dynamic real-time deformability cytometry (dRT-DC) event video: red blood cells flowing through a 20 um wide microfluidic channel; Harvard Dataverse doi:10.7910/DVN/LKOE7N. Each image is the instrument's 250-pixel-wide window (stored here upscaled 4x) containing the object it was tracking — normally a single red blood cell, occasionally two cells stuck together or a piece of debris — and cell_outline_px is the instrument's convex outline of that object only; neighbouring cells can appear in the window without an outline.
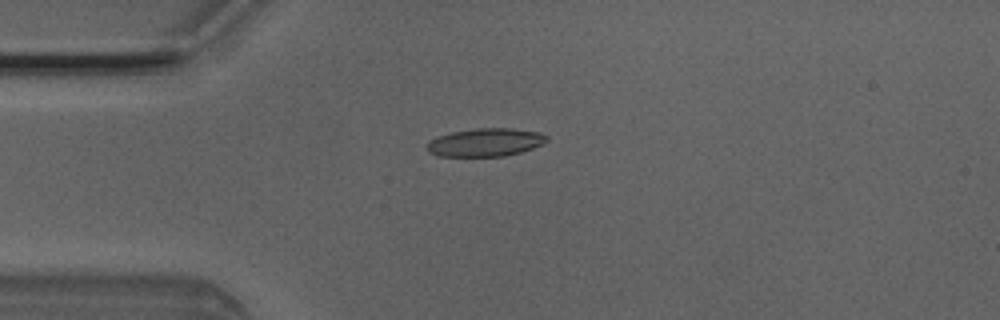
{"species": "Egyptian fruit bat (a non-hibernating species)", "species_latin": "Rousettus aegyptiacus", "temperature_condition": "room temperature", "stored_images_in_passage": 5, "camera_frame_rate_fps": 3000, "um_per_image_px": 0.085, "animal": {"sex": "male"}, "frame": {"image": 1, "passage_image": 4, "time_ms": 1.0, "image_size_px": [1000, 320], "cell_outline_px": [[548, 140], [544, 144], [520, 152], [504, 156], [436, 156], [428, 152], [428, 144], [436, 136], [452, 132], [476, 128], [512, 128], [540, 132], [548, 136]], "centroid_in_image_um": [41.29, 12.09], "position_along_channel_um": 43.7, "area_um2": 19.65}}